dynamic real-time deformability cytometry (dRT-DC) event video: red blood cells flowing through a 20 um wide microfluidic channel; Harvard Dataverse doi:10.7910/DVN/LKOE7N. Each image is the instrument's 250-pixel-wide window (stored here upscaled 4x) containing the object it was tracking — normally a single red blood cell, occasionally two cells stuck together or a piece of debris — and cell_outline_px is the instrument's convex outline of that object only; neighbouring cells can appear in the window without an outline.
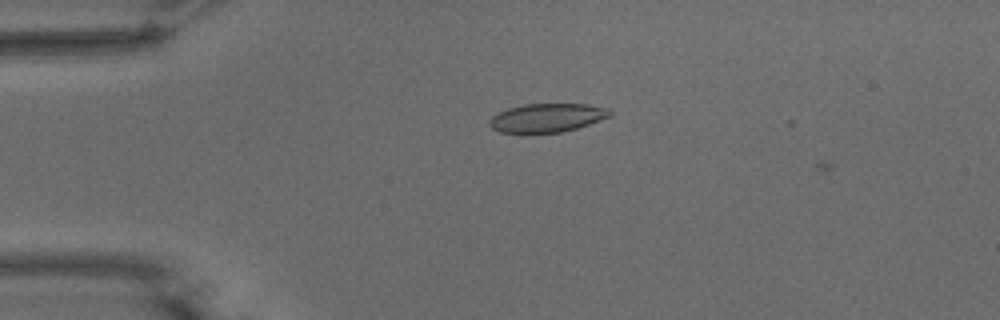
{"species": "common noctule bat (a hibernating species)", "species_latin": "Nyctalus noctula", "temperature_condition": "warm", "stored_images_in_passage": 2, "camera_frame_rate_fps": 3000, "um_per_image_px": 0.085, "animal": {"sex": "male", "body_mass_g": 15.6}, "frame": {"image": 1, "passage_image": 1, "time_ms": 0.0, "image_size_px": [1000, 320], "cell_outline_px": [[612, 116], [576, 128], [560, 132], [500, 132], [492, 128], [488, 124], [488, 120], [492, 116], [508, 108], [524, 104], [588, 104], [608, 108], [612, 112]], "centroid_in_image_um": [46.51, 10.0], "position_along_channel_um": 38.5, "area_um2": 19.94}}